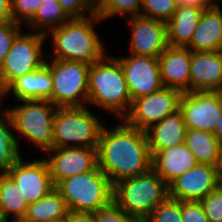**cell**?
<instances>
[{
  "label": "cell",
  "mask_w": 222,
  "mask_h": 222,
  "mask_svg": "<svg viewBox=\"0 0 222 222\" xmlns=\"http://www.w3.org/2000/svg\"><path fill=\"white\" fill-rule=\"evenodd\" d=\"M117 121L114 128L104 124L97 147L98 167L112 185L147 173L152 162L145 131Z\"/></svg>",
  "instance_id": "cell-1"
},
{
  "label": "cell",
  "mask_w": 222,
  "mask_h": 222,
  "mask_svg": "<svg viewBox=\"0 0 222 222\" xmlns=\"http://www.w3.org/2000/svg\"><path fill=\"white\" fill-rule=\"evenodd\" d=\"M101 21L103 20L95 13L85 18H72L62 26L50 30L45 35L52 45L50 57L47 55V58L88 65L101 60L107 54L105 45L95 30V25L102 24Z\"/></svg>",
  "instance_id": "cell-2"
},
{
  "label": "cell",
  "mask_w": 222,
  "mask_h": 222,
  "mask_svg": "<svg viewBox=\"0 0 222 222\" xmlns=\"http://www.w3.org/2000/svg\"><path fill=\"white\" fill-rule=\"evenodd\" d=\"M131 103L123 69L114 56L106 54L90 65L87 106H97V109L113 114L114 120H121L128 113Z\"/></svg>",
  "instance_id": "cell-3"
},
{
  "label": "cell",
  "mask_w": 222,
  "mask_h": 222,
  "mask_svg": "<svg viewBox=\"0 0 222 222\" xmlns=\"http://www.w3.org/2000/svg\"><path fill=\"white\" fill-rule=\"evenodd\" d=\"M5 110L11 117L20 151L22 137L30 141L35 153L41 150L43 155L53 149V120L57 107L49 100H21L16 107H6Z\"/></svg>",
  "instance_id": "cell-4"
},
{
  "label": "cell",
  "mask_w": 222,
  "mask_h": 222,
  "mask_svg": "<svg viewBox=\"0 0 222 222\" xmlns=\"http://www.w3.org/2000/svg\"><path fill=\"white\" fill-rule=\"evenodd\" d=\"M168 197V184L152 169L113 185V201L139 221H144Z\"/></svg>",
  "instance_id": "cell-5"
},
{
  "label": "cell",
  "mask_w": 222,
  "mask_h": 222,
  "mask_svg": "<svg viewBox=\"0 0 222 222\" xmlns=\"http://www.w3.org/2000/svg\"><path fill=\"white\" fill-rule=\"evenodd\" d=\"M99 116L89 106L57 107L53 120V148H97L105 124Z\"/></svg>",
  "instance_id": "cell-6"
},
{
  "label": "cell",
  "mask_w": 222,
  "mask_h": 222,
  "mask_svg": "<svg viewBox=\"0 0 222 222\" xmlns=\"http://www.w3.org/2000/svg\"><path fill=\"white\" fill-rule=\"evenodd\" d=\"M55 189L70 211L95 213L113 201V185L98 166L63 179Z\"/></svg>",
  "instance_id": "cell-7"
},
{
  "label": "cell",
  "mask_w": 222,
  "mask_h": 222,
  "mask_svg": "<svg viewBox=\"0 0 222 222\" xmlns=\"http://www.w3.org/2000/svg\"><path fill=\"white\" fill-rule=\"evenodd\" d=\"M53 88L51 103L56 107H83L88 104V72L90 65L82 62L46 58Z\"/></svg>",
  "instance_id": "cell-8"
},
{
  "label": "cell",
  "mask_w": 222,
  "mask_h": 222,
  "mask_svg": "<svg viewBox=\"0 0 222 222\" xmlns=\"http://www.w3.org/2000/svg\"><path fill=\"white\" fill-rule=\"evenodd\" d=\"M13 40L0 68V94L17 78L41 68L46 61L44 55L46 36L37 32L23 33ZM45 56V57H44Z\"/></svg>",
  "instance_id": "cell-9"
},
{
  "label": "cell",
  "mask_w": 222,
  "mask_h": 222,
  "mask_svg": "<svg viewBox=\"0 0 222 222\" xmlns=\"http://www.w3.org/2000/svg\"><path fill=\"white\" fill-rule=\"evenodd\" d=\"M182 92L168 87L138 97L132 101L123 121L139 130H147L151 125L160 122L170 114L179 110Z\"/></svg>",
  "instance_id": "cell-10"
},
{
  "label": "cell",
  "mask_w": 222,
  "mask_h": 222,
  "mask_svg": "<svg viewBox=\"0 0 222 222\" xmlns=\"http://www.w3.org/2000/svg\"><path fill=\"white\" fill-rule=\"evenodd\" d=\"M222 107L220 91L184 92L179 103L187 129L213 133Z\"/></svg>",
  "instance_id": "cell-11"
},
{
  "label": "cell",
  "mask_w": 222,
  "mask_h": 222,
  "mask_svg": "<svg viewBox=\"0 0 222 222\" xmlns=\"http://www.w3.org/2000/svg\"><path fill=\"white\" fill-rule=\"evenodd\" d=\"M114 57L123 69L131 101L164 87L158 58L134 54L124 57L119 54V57Z\"/></svg>",
  "instance_id": "cell-12"
},
{
  "label": "cell",
  "mask_w": 222,
  "mask_h": 222,
  "mask_svg": "<svg viewBox=\"0 0 222 222\" xmlns=\"http://www.w3.org/2000/svg\"><path fill=\"white\" fill-rule=\"evenodd\" d=\"M6 174L18 185L28 205L47 196L55 186L44 158L24 160L21 157Z\"/></svg>",
  "instance_id": "cell-13"
},
{
  "label": "cell",
  "mask_w": 222,
  "mask_h": 222,
  "mask_svg": "<svg viewBox=\"0 0 222 222\" xmlns=\"http://www.w3.org/2000/svg\"><path fill=\"white\" fill-rule=\"evenodd\" d=\"M42 157L48 164L54 186L63 179L94 170L98 166L97 148H53Z\"/></svg>",
  "instance_id": "cell-14"
},
{
  "label": "cell",
  "mask_w": 222,
  "mask_h": 222,
  "mask_svg": "<svg viewBox=\"0 0 222 222\" xmlns=\"http://www.w3.org/2000/svg\"><path fill=\"white\" fill-rule=\"evenodd\" d=\"M218 167L197 164L169 185V197L179 201H200L221 185Z\"/></svg>",
  "instance_id": "cell-15"
},
{
  "label": "cell",
  "mask_w": 222,
  "mask_h": 222,
  "mask_svg": "<svg viewBox=\"0 0 222 222\" xmlns=\"http://www.w3.org/2000/svg\"><path fill=\"white\" fill-rule=\"evenodd\" d=\"M130 28L129 54L158 58L169 46L166 22L142 16L126 19Z\"/></svg>",
  "instance_id": "cell-16"
},
{
  "label": "cell",
  "mask_w": 222,
  "mask_h": 222,
  "mask_svg": "<svg viewBox=\"0 0 222 222\" xmlns=\"http://www.w3.org/2000/svg\"><path fill=\"white\" fill-rule=\"evenodd\" d=\"M190 91L222 92V51H191Z\"/></svg>",
  "instance_id": "cell-17"
},
{
  "label": "cell",
  "mask_w": 222,
  "mask_h": 222,
  "mask_svg": "<svg viewBox=\"0 0 222 222\" xmlns=\"http://www.w3.org/2000/svg\"><path fill=\"white\" fill-rule=\"evenodd\" d=\"M53 80L50 69L44 64L38 70L15 79L1 94L0 106L7 103L5 100L12 95L14 101L21 100H49L51 102V93ZM7 97V98H6ZM4 103V104H3Z\"/></svg>",
  "instance_id": "cell-18"
},
{
  "label": "cell",
  "mask_w": 222,
  "mask_h": 222,
  "mask_svg": "<svg viewBox=\"0 0 222 222\" xmlns=\"http://www.w3.org/2000/svg\"><path fill=\"white\" fill-rule=\"evenodd\" d=\"M158 61L164 87L190 92L191 51L188 48L168 46Z\"/></svg>",
  "instance_id": "cell-19"
},
{
  "label": "cell",
  "mask_w": 222,
  "mask_h": 222,
  "mask_svg": "<svg viewBox=\"0 0 222 222\" xmlns=\"http://www.w3.org/2000/svg\"><path fill=\"white\" fill-rule=\"evenodd\" d=\"M197 164L193 153L185 143H181L155 152L152 155L151 169L169 185Z\"/></svg>",
  "instance_id": "cell-20"
},
{
  "label": "cell",
  "mask_w": 222,
  "mask_h": 222,
  "mask_svg": "<svg viewBox=\"0 0 222 222\" xmlns=\"http://www.w3.org/2000/svg\"><path fill=\"white\" fill-rule=\"evenodd\" d=\"M192 52L222 51V7L204 9L186 46Z\"/></svg>",
  "instance_id": "cell-21"
},
{
  "label": "cell",
  "mask_w": 222,
  "mask_h": 222,
  "mask_svg": "<svg viewBox=\"0 0 222 222\" xmlns=\"http://www.w3.org/2000/svg\"><path fill=\"white\" fill-rule=\"evenodd\" d=\"M186 125L180 110L145 130L151 156L160 150L185 143Z\"/></svg>",
  "instance_id": "cell-22"
},
{
  "label": "cell",
  "mask_w": 222,
  "mask_h": 222,
  "mask_svg": "<svg viewBox=\"0 0 222 222\" xmlns=\"http://www.w3.org/2000/svg\"><path fill=\"white\" fill-rule=\"evenodd\" d=\"M204 9L191 6H177L173 17L166 23L169 46L186 47L193 36Z\"/></svg>",
  "instance_id": "cell-23"
},
{
  "label": "cell",
  "mask_w": 222,
  "mask_h": 222,
  "mask_svg": "<svg viewBox=\"0 0 222 222\" xmlns=\"http://www.w3.org/2000/svg\"><path fill=\"white\" fill-rule=\"evenodd\" d=\"M185 144L195 156L198 164H208L219 168L222 143L213 133L187 129Z\"/></svg>",
  "instance_id": "cell-24"
},
{
  "label": "cell",
  "mask_w": 222,
  "mask_h": 222,
  "mask_svg": "<svg viewBox=\"0 0 222 222\" xmlns=\"http://www.w3.org/2000/svg\"><path fill=\"white\" fill-rule=\"evenodd\" d=\"M28 203L18 185L6 174L0 173V217L3 222L24 218Z\"/></svg>",
  "instance_id": "cell-25"
},
{
  "label": "cell",
  "mask_w": 222,
  "mask_h": 222,
  "mask_svg": "<svg viewBox=\"0 0 222 222\" xmlns=\"http://www.w3.org/2000/svg\"><path fill=\"white\" fill-rule=\"evenodd\" d=\"M69 209L61 194L53 189L47 196L29 204L23 222H51L65 219Z\"/></svg>",
  "instance_id": "cell-26"
},
{
  "label": "cell",
  "mask_w": 222,
  "mask_h": 222,
  "mask_svg": "<svg viewBox=\"0 0 222 222\" xmlns=\"http://www.w3.org/2000/svg\"><path fill=\"white\" fill-rule=\"evenodd\" d=\"M21 157L11 117L0 106V173H6Z\"/></svg>",
  "instance_id": "cell-27"
},
{
  "label": "cell",
  "mask_w": 222,
  "mask_h": 222,
  "mask_svg": "<svg viewBox=\"0 0 222 222\" xmlns=\"http://www.w3.org/2000/svg\"><path fill=\"white\" fill-rule=\"evenodd\" d=\"M70 19L58 1L42 2L26 26L29 31L46 35L50 30L62 26Z\"/></svg>",
  "instance_id": "cell-28"
},
{
  "label": "cell",
  "mask_w": 222,
  "mask_h": 222,
  "mask_svg": "<svg viewBox=\"0 0 222 222\" xmlns=\"http://www.w3.org/2000/svg\"><path fill=\"white\" fill-rule=\"evenodd\" d=\"M142 0H96V14L104 21L114 17L140 16Z\"/></svg>",
  "instance_id": "cell-29"
},
{
  "label": "cell",
  "mask_w": 222,
  "mask_h": 222,
  "mask_svg": "<svg viewBox=\"0 0 222 222\" xmlns=\"http://www.w3.org/2000/svg\"><path fill=\"white\" fill-rule=\"evenodd\" d=\"M176 9L175 0H142L140 16L167 23Z\"/></svg>",
  "instance_id": "cell-30"
},
{
  "label": "cell",
  "mask_w": 222,
  "mask_h": 222,
  "mask_svg": "<svg viewBox=\"0 0 222 222\" xmlns=\"http://www.w3.org/2000/svg\"><path fill=\"white\" fill-rule=\"evenodd\" d=\"M181 201L168 197L159 204L145 222H182Z\"/></svg>",
  "instance_id": "cell-31"
},
{
  "label": "cell",
  "mask_w": 222,
  "mask_h": 222,
  "mask_svg": "<svg viewBox=\"0 0 222 222\" xmlns=\"http://www.w3.org/2000/svg\"><path fill=\"white\" fill-rule=\"evenodd\" d=\"M72 18H85L96 13V0H57Z\"/></svg>",
  "instance_id": "cell-32"
},
{
  "label": "cell",
  "mask_w": 222,
  "mask_h": 222,
  "mask_svg": "<svg viewBox=\"0 0 222 222\" xmlns=\"http://www.w3.org/2000/svg\"><path fill=\"white\" fill-rule=\"evenodd\" d=\"M200 203L209 222H222V183Z\"/></svg>",
  "instance_id": "cell-33"
},
{
  "label": "cell",
  "mask_w": 222,
  "mask_h": 222,
  "mask_svg": "<svg viewBox=\"0 0 222 222\" xmlns=\"http://www.w3.org/2000/svg\"><path fill=\"white\" fill-rule=\"evenodd\" d=\"M42 0H11L13 21L26 24L35 14Z\"/></svg>",
  "instance_id": "cell-34"
},
{
  "label": "cell",
  "mask_w": 222,
  "mask_h": 222,
  "mask_svg": "<svg viewBox=\"0 0 222 222\" xmlns=\"http://www.w3.org/2000/svg\"><path fill=\"white\" fill-rule=\"evenodd\" d=\"M23 26L14 21L0 24V68L3 65L6 54L9 52L13 40L23 30Z\"/></svg>",
  "instance_id": "cell-35"
},
{
  "label": "cell",
  "mask_w": 222,
  "mask_h": 222,
  "mask_svg": "<svg viewBox=\"0 0 222 222\" xmlns=\"http://www.w3.org/2000/svg\"><path fill=\"white\" fill-rule=\"evenodd\" d=\"M94 218L96 222H139L124 212L114 201L95 212Z\"/></svg>",
  "instance_id": "cell-36"
},
{
  "label": "cell",
  "mask_w": 222,
  "mask_h": 222,
  "mask_svg": "<svg viewBox=\"0 0 222 222\" xmlns=\"http://www.w3.org/2000/svg\"><path fill=\"white\" fill-rule=\"evenodd\" d=\"M182 222H209L200 201H181Z\"/></svg>",
  "instance_id": "cell-37"
},
{
  "label": "cell",
  "mask_w": 222,
  "mask_h": 222,
  "mask_svg": "<svg viewBox=\"0 0 222 222\" xmlns=\"http://www.w3.org/2000/svg\"><path fill=\"white\" fill-rule=\"evenodd\" d=\"M177 6H191L207 9L211 7L222 6V0H175ZM220 2V4H219Z\"/></svg>",
  "instance_id": "cell-38"
},
{
  "label": "cell",
  "mask_w": 222,
  "mask_h": 222,
  "mask_svg": "<svg viewBox=\"0 0 222 222\" xmlns=\"http://www.w3.org/2000/svg\"><path fill=\"white\" fill-rule=\"evenodd\" d=\"M66 222H96L94 213L70 211L67 214Z\"/></svg>",
  "instance_id": "cell-39"
},
{
  "label": "cell",
  "mask_w": 222,
  "mask_h": 222,
  "mask_svg": "<svg viewBox=\"0 0 222 222\" xmlns=\"http://www.w3.org/2000/svg\"><path fill=\"white\" fill-rule=\"evenodd\" d=\"M13 21L11 0H0V24Z\"/></svg>",
  "instance_id": "cell-40"
},
{
  "label": "cell",
  "mask_w": 222,
  "mask_h": 222,
  "mask_svg": "<svg viewBox=\"0 0 222 222\" xmlns=\"http://www.w3.org/2000/svg\"><path fill=\"white\" fill-rule=\"evenodd\" d=\"M213 134L222 143V107H221V114H220L218 122L216 123Z\"/></svg>",
  "instance_id": "cell-41"
},
{
  "label": "cell",
  "mask_w": 222,
  "mask_h": 222,
  "mask_svg": "<svg viewBox=\"0 0 222 222\" xmlns=\"http://www.w3.org/2000/svg\"><path fill=\"white\" fill-rule=\"evenodd\" d=\"M219 176H220V180L222 182V148H221V157H220V165H219Z\"/></svg>",
  "instance_id": "cell-42"
},
{
  "label": "cell",
  "mask_w": 222,
  "mask_h": 222,
  "mask_svg": "<svg viewBox=\"0 0 222 222\" xmlns=\"http://www.w3.org/2000/svg\"><path fill=\"white\" fill-rule=\"evenodd\" d=\"M51 222H66V218H65V219H60V220L51 221Z\"/></svg>",
  "instance_id": "cell-43"
},
{
  "label": "cell",
  "mask_w": 222,
  "mask_h": 222,
  "mask_svg": "<svg viewBox=\"0 0 222 222\" xmlns=\"http://www.w3.org/2000/svg\"><path fill=\"white\" fill-rule=\"evenodd\" d=\"M49 1H57V0H42V2H49Z\"/></svg>",
  "instance_id": "cell-44"
}]
</instances>
